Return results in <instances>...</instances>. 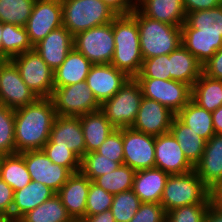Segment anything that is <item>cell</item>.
<instances>
[{
	"instance_id": "cell-6",
	"label": "cell",
	"mask_w": 222,
	"mask_h": 222,
	"mask_svg": "<svg viewBox=\"0 0 222 222\" xmlns=\"http://www.w3.org/2000/svg\"><path fill=\"white\" fill-rule=\"evenodd\" d=\"M63 26L75 34L112 22L118 15L102 0H61Z\"/></svg>"
},
{
	"instance_id": "cell-45",
	"label": "cell",
	"mask_w": 222,
	"mask_h": 222,
	"mask_svg": "<svg viewBox=\"0 0 222 222\" xmlns=\"http://www.w3.org/2000/svg\"><path fill=\"white\" fill-rule=\"evenodd\" d=\"M129 222H166V212L160 203L142 202Z\"/></svg>"
},
{
	"instance_id": "cell-44",
	"label": "cell",
	"mask_w": 222,
	"mask_h": 222,
	"mask_svg": "<svg viewBox=\"0 0 222 222\" xmlns=\"http://www.w3.org/2000/svg\"><path fill=\"white\" fill-rule=\"evenodd\" d=\"M96 152L123 165V128L113 130L107 139L99 146Z\"/></svg>"
},
{
	"instance_id": "cell-28",
	"label": "cell",
	"mask_w": 222,
	"mask_h": 222,
	"mask_svg": "<svg viewBox=\"0 0 222 222\" xmlns=\"http://www.w3.org/2000/svg\"><path fill=\"white\" fill-rule=\"evenodd\" d=\"M54 194L56 193L46 185L31 181L22 189L14 191L12 216L19 220L27 212L50 199Z\"/></svg>"
},
{
	"instance_id": "cell-33",
	"label": "cell",
	"mask_w": 222,
	"mask_h": 222,
	"mask_svg": "<svg viewBox=\"0 0 222 222\" xmlns=\"http://www.w3.org/2000/svg\"><path fill=\"white\" fill-rule=\"evenodd\" d=\"M2 61L33 50L28 38L27 30L23 26L3 23L2 30Z\"/></svg>"
},
{
	"instance_id": "cell-9",
	"label": "cell",
	"mask_w": 222,
	"mask_h": 222,
	"mask_svg": "<svg viewBox=\"0 0 222 222\" xmlns=\"http://www.w3.org/2000/svg\"><path fill=\"white\" fill-rule=\"evenodd\" d=\"M50 98L56 115L59 116L79 117L101 109V104L88 88L86 81L64 87H54Z\"/></svg>"
},
{
	"instance_id": "cell-15",
	"label": "cell",
	"mask_w": 222,
	"mask_h": 222,
	"mask_svg": "<svg viewBox=\"0 0 222 222\" xmlns=\"http://www.w3.org/2000/svg\"><path fill=\"white\" fill-rule=\"evenodd\" d=\"M24 161L31 180L46 185L55 193L72 174L66 167L52 163L43 150L24 151Z\"/></svg>"
},
{
	"instance_id": "cell-16",
	"label": "cell",
	"mask_w": 222,
	"mask_h": 222,
	"mask_svg": "<svg viewBox=\"0 0 222 222\" xmlns=\"http://www.w3.org/2000/svg\"><path fill=\"white\" fill-rule=\"evenodd\" d=\"M175 114L159 102L143 97L132 129L152 136L170 132Z\"/></svg>"
},
{
	"instance_id": "cell-14",
	"label": "cell",
	"mask_w": 222,
	"mask_h": 222,
	"mask_svg": "<svg viewBox=\"0 0 222 222\" xmlns=\"http://www.w3.org/2000/svg\"><path fill=\"white\" fill-rule=\"evenodd\" d=\"M124 165L135 171L155 167V136L123 128Z\"/></svg>"
},
{
	"instance_id": "cell-47",
	"label": "cell",
	"mask_w": 222,
	"mask_h": 222,
	"mask_svg": "<svg viewBox=\"0 0 222 222\" xmlns=\"http://www.w3.org/2000/svg\"><path fill=\"white\" fill-rule=\"evenodd\" d=\"M14 191L0 177V215L12 216Z\"/></svg>"
},
{
	"instance_id": "cell-36",
	"label": "cell",
	"mask_w": 222,
	"mask_h": 222,
	"mask_svg": "<svg viewBox=\"0 0 222 222\" xmlns=\"http://www.w3.org/2000/svg\"><path fill=\"white\" fill-rule=\"evenodd\" d=\"M35 0H0V22L25 27Z\"/></svg>"
},
{
	"instance_id": "cell-17",
	"label": "cell",
	"mask_w": 222,
	"mask_h": 222,
	"mask_svg": "<svg viewBox=\"0 0 222 222\" xmlns=\"http://www.w3.org/2000/svg\"><path fill=\"white\" fill-rule=\"evenodd\" d=\"M155 167L169 175L194 170L171 132L155 136Z\"/></svg>"
},
{
	"instance_id": "cell-31",
	"label": "cell",
	"mask_w": 222,
	"mask_h": 222,
	"mask_svg": "<svg viewBox=\"0 0 222 222\" xmlns=\"http://www.w3.org/2000/svg\"><path fill=\"white\" fill-rule=\"evenodd\" d=\"M191 99L207 111H215L222 106V80L202 73L192 86Z\"/></svg>"
},
{
	"instance_id": "cell-26",
	"label": "cell",
	"mask_w": 222,
	"mask_h": 222,
	"mask_svg": "<svg viewBox=\"0 0 222 222\" xmlns=\"http://www.w3.org/2000/svg\"><path fill=\"white\" fill-rule=\"evenodd\" d=\"M93 64L74 48L65 61L54 71V87H64L86 81Z\"/></svg>"
},
{
	"instance_id": "cell-20",
	"label": "cell",
	"mask_w": 222,
	"mask_h": 222,
	"mask_svg": "<svg viewBox=\"0 0 222 222\" xmlns=\"http://www.w3.org/2000/svg\"><path fill=\"white\" fill-rule=\"evenodd\" d=\"M91 180L81 171L72 173L56 193L74 221L85 217L86 202Z\"/></svg>"
},
{
	"instance_id": "cell-41",
	"label": "cell",
	"mask_w": 222,
	"mask_h": 222,
	"mask_svg": "<svg viewBox=\"0 0 222 222\" xmlns=\"http://www.w3.org/2000/svg\"><path fill=\"white\" fill-rule=\"evenodd\" d=\"M42 150L52 163L66 167L71 173L80 171L81 159L69 148L56 147V144H45Z\"/></svg>"
},
{
	"instance_id": "cell-34",
	"label": "cell",
	"mask_w": 222,
	"mask_h": 222,
	"mask_svg": "<svg viewBox=\"0 0 222 222\" xmlns=\"http://www.w3.org/2000/svg\"><path fill=\"white\" fill-rule=\"evenodd\" d=\"M0 177L13 191L22 189L32 181L24 161V152L4 156Z\"/></svg>"
},
{
	"instance_id": "cell-35",
	"label": "cell",
	"mask_w": 222,
	"mask_h": 222,
	"mask_svg": "<svg viewBox=\"0 0 222 222\" xmlns=\"http://www.w3.org/2000/svg\"><path fill=\"white\" fill-rule=\"evenodd\" d=\"M135 170L128 165H120L114 171L97 177L93 182L113 195L131 190Z\"/></svg>"
},
{
	"instance_id": "cell-42",
	"label": "cell",
	"mask_w": 222,
	"mask_h": 222,
	"mask_svg": "<svg viewBox=\"0 0 222 222\" xmlns=\"http://www.w3.org/2000/svg\"><path fill=\"white\" fill-rule=\"evenodd\" d=\"M113 196V194L108 193L91 181L87 196L85 216L96 215L109 210L112 206Z\"/></svg>"
},
{
	"instance_id": "cell-37",
	"label": "cell",
	"mask_w": 222,
	"mask_h": 222,
	"mask_svg": "<svg viewBox=\"0 0 222 222\" xmlns=\"http://www.w3.org/2000/svg\"><path fill=\"white\" fill-rule=\"evenodd\" d=\"M141 203L139 197L131 189L115 194L110 210L116 222H129L138 211Z\"/></svg>"
},
{
	"instance_id": "cell-29",
	"label": "cell",
	"mask_w": 222,
	"mask_h": 222,
	"mask_svg": "<svg viewBox=\"0 0 222 222\" xmlns=\"http://www.w3.org/2000/svg\"><path fill=\"white\" fill-rule=\"evenodd\" d=\"M170 132L179 143L186 159L195 167L204 153L206 141L198 136L193 129L184 124L176 115L172 120Z\"/></svg>"
},
{
	"instance_id": "cell-50",
	"label": "cell",
	"mask_w": 222,
	"mask_h": 222,
	"mask_svg": "<svg viewBox=\"0 0 222 222\" xmlns=\"http://www.w3.org/2000/svg\"><path fill=\"white\" fill-rule=\"evenodd\" d=\"M209 198L211 205L222 211V180L210 189Z\"/></svg>"
},
{
	"instance_id": "cell-27",
	"label": "cell",
	"mask_w": 222,
	"mask_h": 222,
	"mask_svg": "<svg viewBox=\"0 0 222 222\" xmlns=\"http://www.w3.org/2000/svg\"><path fill=\"white\" fill-rule=\"evenodd\" d=\"M171 79L191 88L202 74V64L182 44L170 53Z\"/></svg>"
},
{
	"instance_id": "cell-8",
	"label": "cell",
	"mask_w": 222,
	"mask_h": 222,
	"mask_svg": "<svg viewBox=\"0 0 222 222\" xmlns=\"http://www.w3.org/2000/svg\"><path fill=\"white\" fill-rule=\"evenodd\" d=\"M73 44L93 65L110 64L115 50L113 21L75 34Z\"/></svg>"
},
{
	"instance_id": "cell-52",
	"label": "cell",
	"mask_w": 222,
	"mask_h": 222,
	"mask_svg": "<svg viewBox=\"0 0 222 222\" xmlns=\"http://www.w3.org/2000/svg\"><path fill=\"white\" fill-rule=\"evenodd\" d=\"M212 121L215 134H222V106L212 112Z\"/></svg>"
},
{
	"instance_id": "cell-7",
	"label": "cell",
	"mask_w": 222,
	"mask_h": 222,
	"mask_svg": "<svg viewBox=\"0 0 222 222\" xmlns=\"http://www.w3.org/2000/svg\"><path fill=\"white\" fill-rule=\"evenodd\" d=\"M143 93L136 78H129L120 90L101 104V111L116 128L132 127L136 120Z\"/></svg>"
},
{
	"instance_id": "cell-30",
	"label": "cell",
	"mask_w": 222,
	"mask_h": 222,
	"mask_svg": "<svg viewBox=\"0 0 222 222\" xmlns=\"http://www.w3.org/2000/svg\"><path fill=\"white\" fill-rule=\"evenodd\" d=\"M176 116L206 142L215 135L212 112L200 107L192 99Z\"/></svg>"
},
{
	"instance_id": "cell-39",
	"label": "cell",
	"mask_w": 222,
	"mask_h": 222,
	"mask_svg": "<svg viewBox=\"0 0 222 222\" xmlns=\"http://www.w3.org/2000/svg\"><path fill=\"white\" fill-rule=\"evenodd\" d=\"M14 109L0 105V153L15 154Z\"/></svg>"
},
{
	"instance_id": "cell-4",
	"label": "cell",
	"mask_w": 222,
	"mask_h": 222,
	"mask_svg": "<svg viewBox=\"0 0 222 222\" xmlns=\"http://www.w3.org/2000/svg\"><path fill=\"white\" fill-rule=\"evenodd\" d=\"M130 15L138 24L143 59L170 54L181 45V26L150 19L137 8Z\"/></svg>"
},
{
	"instance_id": "cell-38",
	"label": "cell",
	"mask_w": 222,
	"mask_h": 222,
	"mask_svg": "<svg viewBox=\"0 0 222 222\" xmlns=\"http://www.w3.org/2000/svg\"><path fill=\"white\" fill-rule=\"evenodd\" d=\"M120 165L119 162H114L95 151L83 156L80 171L91 181H94L97 177L114 171Z\"/></svg>"
},
{
	"instance_id": "cell-18",
	"label": "cell",
	"mask_w": 222,
	"mask_h": 222,
	"mask_svg": "<svg viewBox=\"0 0 222 222\" xmlns=\"http://www.w3.org/2000/svg\"><path fill=\"white\" fill-rule=\"evenodd\" d=\"M129 77L112 64L92 65L86 78L97 101L102 104L113 97Z\"/></svg>"
},
{
	"instance_id": "cell-1",
	"label": "cell",
	"mask_w": 222,
	"mask_h": 222,
	"mask_svg": "<svg viewBox=\"0 0 222 222\" xmlns=\"http://www.w3.org/2000/svg\"><path fill=\"white\" fill-rule=\"evenodd\" d=\"M181 44L205 64L222 47V4L189 12L181 26Z\"/></svg>"
},
{
	"instance_id": "cell-12",
	"label": "cell",
	"mask_w": 222,
	"mask_h": 222,
	"mask_svg": "<svg viewBox=\"0 0 222 222\" xmlns=\"http://www.w3.org/2000/svg\"><path fill=\"white\" fill-rule=\"evenodd\" d=\"M62 26L61 0H35L25 26L32 46L43 40L51 31Z\"/></svg>"
},
{
	"instance_id": "cell-10",
	"label": "cell",
	"mask_w": 222,
	"mask_h": 222,
	"mask_svg": "<svg viewBox=\"0 0 222 222\" xmlns=\"http://www.w3.org/2000/svg\"><path fill=\"white\" fill-rule=\"evenodd\" d=\"M10 60L18 68L24 83L38 98L51 97L54 89V71L34 49Z\"/></svg>"
},
{
	"instance_id": "cell-54",
	"label": "cell",
	"mask_w": 222,
	"mask_h": 222,
	"mask_svg": "<svg viewBox=\"0 0 222 222\" xmlns=\"http://www.w3.org/2000/svg\"><path fill=\"white\" fill-rule=\"evenodd\" d=\"M0 222H20V221L14 218L13 216L0 215Z\"/></svg>"
},
{
	"instance_id": "cell-49",
	"label": "cell",
	"mask_w": 222,
	"mask_h": 222,
	"mask_svg": "<svg viewBox=\"0 0 222 222\" xmlns=\"http://www.w3.org/2000/svg\"><path fill=\"white\" fill-rule=\"evenodd\" d=\"M182 2L186 15L189 12H195L204 9L206 10L220 6L222 4V0H182Z\"/></svg>"
},
{
	"instance_id": "cell-43",
	"label": "cell",
	"mask_w": 222,
	"mask_h": 222,
	"mask_svg": "<svg viewBox=\"0 0 222 222\" xmlns=\"http://www.w3.org/2000/svg\"><path fill=\"white\" fill-rule=\"evenodd\" d=\"M211 204H193L175 208L166 213V222H204Z\"/></svg>"
},
{
	"instance_id": "cell-56",
	"label": "cell",
	"mask_w": 222,
	"mask_h": 222,
	"mask_svg": "<svg viewBox=\"0 0 222 222\" xmlns=\"http://www.w3.org/2000/svg\"><path fill=\"white\" fill-rule=\"evenodd\" d=\"M4 156H5L4 154L0 153V171H1V165L3 162Z\"/></svg>"
},
{
	"instance_id": "cell-48",
	"label": "cell",
	"mask_w": 222,
	"mask_h": 222,
	"mask_svg": "<svg viewBox=\"0 0 222 222\" xmlns=\"http://www.w3.org/2000/svg\"><path fill=\"white\" fill-rule=\"evenodd\" d=\"M117 15H129L137 7V0H102Z\"/></svg>"
},
{
	"instance_id": "cell-21",
	"label": "cell",
	"mask_w": 222,
	"mask_h": 222,
	"mask_svg": "<svg viewBox=\"0 0 222 222\" xmlns=\"http://www.w3.org/2000/svg\"><path fill=\"white\" fill-rule=\"evenodd\" d=\"M73 48V35L64 26L51 31L33 46V49L53 71L65 61Z\"/></svg>"
},
{
	"instance_id": "cell-13",
	"label": "cell",
	"mask_w": 222,
	"mask_h": 222,
	"mask_svg": "<svg viewBox=\"0 0 222 222\" xmlns=\"http://www.w3.org/2000/svg\"><path fill=\"white\" fill-rule=\"evenodd\" d=\"M38 97L22 80L11 60L0 64V105L17 109L36 101Z\"/></svg>"
},
{
	"instance_id": "cell-19",
	"label": "cell",
	"mask_w": 222,
	"mask_h": 222,
	"mask_svg": "<svg viewBox=\"0 0 222 222\" xmlns=\"http://www.w3.org/2000/svg\"><path fill=\"white\" fill-rule=\"evenodd\" d=\"M45 144H56V147L69 148L82 159L86 154V146L80 118L56 115L49 140Z\"/></svg>"
},
{
	"instance_id": "cell-22",
	"label": "cell",
	"mask_w": 222,
	"mask_h": 222,
	"mask_svg": "<svg viewBox=\"0 0 222 222\" xmlns=\"http://www.w3.org/2000/svg\"><path fill=\"white\" fill-rule=\"evenodd\" d=\"M194 170L209 189L222 180V134H215L205 143Z\"/></svg>"
},
{
	"instance_id": "cell-55",
	"label": "cell",
	"mask_w": 222,
	"mask_h": 222,
	"mask_svg": "<svg viewBox=\"0 0 222 222\" xmlns=\"http://www.w3.org/2000/svg\"><path fill=\"white\" fill-rule=\"evenodd\" d=\"M2 30H3V23L0 22V59L2 60Z\"/></svg>"
},
{
	"instance_id": "cell-2",
	"label": "cell",
	"mask_w": 222,
	"mask_h": 222,
	"mask_svg": "<svg viewBox=\"0 0 222 222\" xmlns=\"http://www.w3.org/2000/svg\"><path fill=\"white\" fill-rule=\"evenodd\" d=\"M16 153L42 150L49 140L55 108L50 97L38 98L31 104L14 109Z\"/></svg>"
},
{
	"instance_id": "cell-3",
	"label": "cell",
	"mask_w": 222,
	"mask_h": 222,
	"mask_svg": "<svg viewBox=\"0 0 222 222\" xmlns=\"http://www.w3.org/2000/svg\"><path fill=\"white\" fill-rule=\"evenodd\" d=\"M113 35L115 50L110 64L135 78L143 63L137 21L130 14L118 15L113 20Z\"/></svg>"
},
{
	"instance_id": "cell-23",
	"label": "cell",
	"mask_w": 222,
	"mask_h": 222,
	"mask_svg": "<svg viewBox=\"0 0 222 222\" xmlns=\"http://www.w3.org/2000/svg\"><path fill=\"white\" fill-rule=\"evenodd\" d=\"M136 8L150 19L173 26H182L186 21L182 0H137Z\"/></svg>"
},
{
	"instance_id": "cell-32",
	"label": "cell",
	"mask_w": 222,
	"mask_h": 222,
	"mask_svg": "<svg viewBox=\"0 0 222 222\" xmlns=\"http://www.w3.org/2000/svg\"><path fill=\"white\" fill-rule=\"evenodd\" d=\"M20 222H75L68 214L60 197L54 194L50 199L30 210L20 219Z\"/></svg>"
},
{
	"instance_id": "cell-24",
	"label": "cell",
	"mask_w": 222,
	"mask_h": 222,
	"mask_svg": "<svg viewBox=\"0 0 222 222\" xmlns=\"http://www.w3.org/2000/svg\"><path fill=\"white\" fill-rule=\"evenodd\" d=\"M169 174L159 168L136 171L133 180V192L141 202L160 203Z\"/></svg>"
},
{
	"instance_id": "cell-5",
	"label": "cell",
	"mask_w": 222,
	"mask_h": 222,
	"mask_svg": "<svg viewBox=\"0 0 222 222\" xmlns=\"http://www.w3.org/2000/svg\"><path fill=\"white\" fill-rule=\"evenodd\" d=\"M210 189L195 170L184 174L169 175L160 204L167 213L175 208L193 204H211Z\"/></svg>"
},
{
	"instance_id": "cell-40",
	"label": "cell",
	"mask_w": 222,
	"mask_h": 222,
	"mask_svg": "<svg viewBox=\"0 0 222 222\" xmlns=\"http://www.w3.org/2000/svg\"><path fill=\"white\" fill-rule=\"evenodd\" d=\"M135 78L170 80V54L143 59L141 71Z\"/></svg>"
},
{
	"instance_id": "cell-25",
	"label": "cell",
	"mask_w": 222,
	"mask_h": 222,
	"mask_svg": "<svg viewBox=\"0 0 222 222\" xmlns=\"http://www.w3.org/2000/svg\"><path fill=\"white\" fill-rule=\"evenodd\" d=\"M79 118L84 134L86 153L95 152L109 134L116 129L101 110L86 113Z\"/></svg>"
},
{
	"instance_id": "cell-11",
	"label": "cell",
	"mask_w": 222,
	"mask_h": 222,
	"mask_svg": "<svg viewBox=\"0 0 222 222\" xmlns=\"http://www.w3.org/2000/svg\"><path fill=\"white\" fill-rule=\"evenodd\" d=\"M143 97L164 105L175 115L191 100L192 88L175 80L136 78Z\"/></svg>"
},
{
	"instance_id": "cell-46",
	"label": "cell",
	"mask_w": 222,
	"mask_h": 222,
	"mask_svg": "<svg viewBox=\"0 0 222 222\" xmlns=\"http://www.w3.org/2000/svg\"><path fill=\"white\" fill-rule=\"evenodd\" d=\"M202 73L210 78L222 80V47L202 65Z\"/></svg>"
},
{
	"instance_id": "cell-53",
	"label": "cell",
	"mask_w": 222,
	"mask_h": 222,
	"mask_svg": "<svg viewBox=\"0 0 222 222\" xmlns=\"http://www.w3.org/2000/svg\"><path fill=\"white\" fill-rule=\"evenodd\" d=\"M204 222H222V211L210 205L205 215Z\"/></svg>"
},
{
	"instance_id": "cell-51",
	"label": "cell",
	"mask_w": 222,
	"mask_h": 222,
	"mask_svg": "<svg viewBox=\"0 0 222 222\" xmlns=\"http://www.w3.org/2000/svg\"><path fill=\"white\" fill-rule=\"evenodd\" d=\"M79 222H116L111 210H106L102 213L85 216Z\"/></svg>"
}]
</instances>
